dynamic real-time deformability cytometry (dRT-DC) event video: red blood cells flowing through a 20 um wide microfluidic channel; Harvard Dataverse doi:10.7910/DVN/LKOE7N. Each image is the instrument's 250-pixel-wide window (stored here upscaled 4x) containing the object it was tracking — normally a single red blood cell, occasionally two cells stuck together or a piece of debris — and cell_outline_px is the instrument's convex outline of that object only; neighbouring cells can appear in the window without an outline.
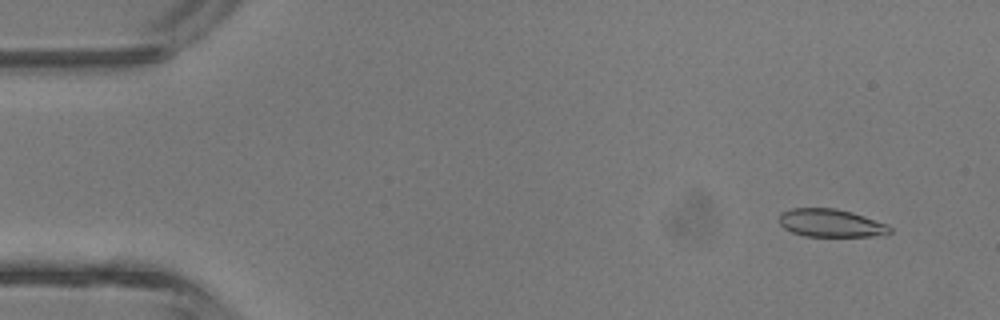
{"species": "common noctule bat (a hibernating species)", "species_latin": "Nyctalus noctula", "temperature_condition": "room temperature", "stored_images_in_passage": 4, "camera_frame_rate_fps": 3000, "um_per_image_px": 0.085, "animal": {"sex": "male", "body_mass_g": 13.3}, "frame": {"image": 1, "passage_image": 1, "time_ms": 0.0, "image_size_px": [1000, 320], "cell_outline_px": [[892, 232], [872, 236], [804, 236], [792, 232], [784, 228], [780, 224], [780, 212], [792, 208], [836, 208], [852, 212], [888, 224], [892, 228]], "centroid_in_image_um": [70.62, 18.95], "position_along_channel_um": 14.4, "area_um2": 18.03}}
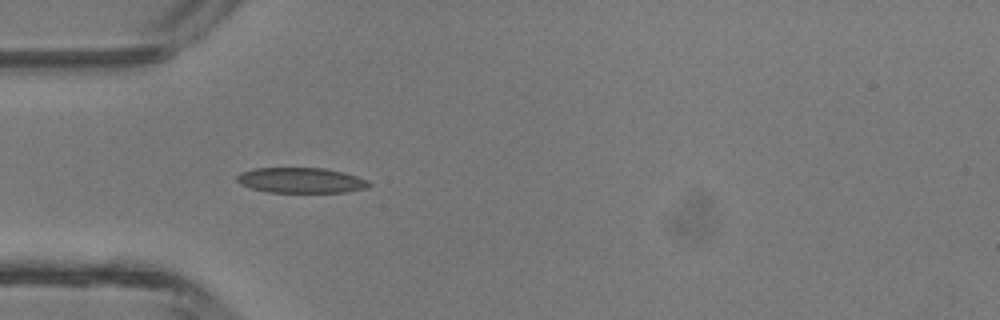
{"frame": {"image": 2, "passage_image": 4, "time_ms": 3.333, "image_size_px": [1000, 320], "cell_outline_px": [[372, 184], [368, 188], [348, 192], [268, 192], [252, 188], [240, 184], [236, 180], [236, 176], [240, 172], [256, 168], [324, 168], [344, 172], [368, 180]], "centroid_in_image_um": [25.61, 15.33], "position_along_channel_um": 59.4, "area_um2": 19.59}}